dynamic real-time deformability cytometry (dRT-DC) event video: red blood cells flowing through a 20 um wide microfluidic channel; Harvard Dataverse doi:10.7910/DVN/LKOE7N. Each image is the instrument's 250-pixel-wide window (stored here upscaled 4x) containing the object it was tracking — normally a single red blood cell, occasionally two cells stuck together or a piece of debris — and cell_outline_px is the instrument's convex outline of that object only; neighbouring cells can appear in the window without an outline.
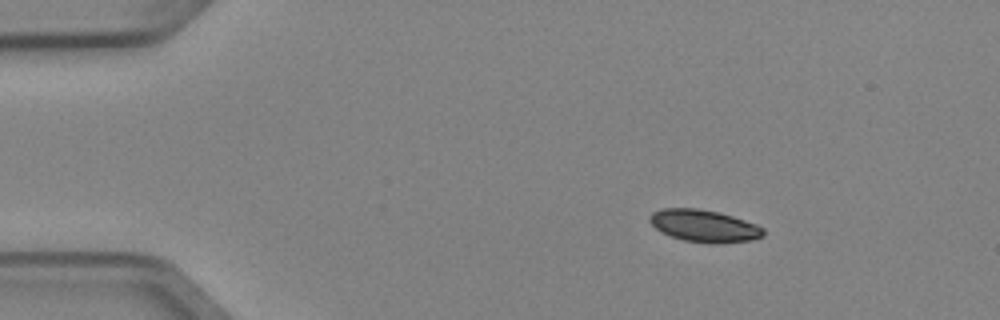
{"species": "Egyptian fruit bat (a non-hibernating species)", "species_latin": "Rousettus aegyptiacus", "temperature_condition": "cold", "stored_images_in_passage": 4, "camera_frame_rate_fps": 3000, "um_per_image_px": 0.085, "animal": {"sex": "female"}, "frame": {"image": 1, "passage_image": 2, "time_ms": 0.333, "image_size_px": [1000, 320], "cell_outline_px": [[764, 236], [752, 240], [712, 244], [684, 240], [660, 232], [648, 220], [648, 216], [652, 212], [660, 208], [696, 208], [716, 212], [732, 216], [756, 224], [764, 228]], "centroid_in_image_um": [59.83, 19.2], "position_along_channel_um": 25.2, "area_um2": 21.33}}